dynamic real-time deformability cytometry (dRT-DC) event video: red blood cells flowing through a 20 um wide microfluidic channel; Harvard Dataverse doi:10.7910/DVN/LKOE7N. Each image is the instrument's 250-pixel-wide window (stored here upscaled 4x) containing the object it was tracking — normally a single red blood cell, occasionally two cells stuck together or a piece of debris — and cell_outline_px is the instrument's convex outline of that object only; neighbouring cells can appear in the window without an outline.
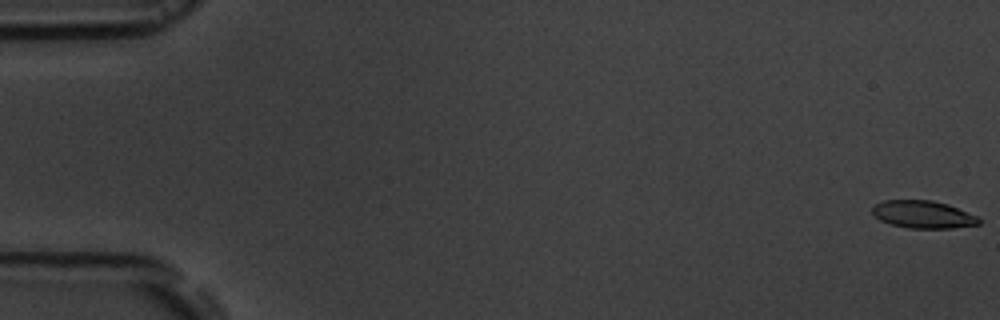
{"species": "common noctule bat (a hibernating species)", "species_latin": "Nyctalus noctula", "temperature_condition": "room temperature", "stored_images_in_passage": 16, "camera_frame_rate_fps": 3000, "um_per_image_px": 0.085, "animal": {"sex": "male", "body_mass_g": 19.5, "forearm_length_mm": 54.6}, "frame": {"image": 1, "passage_image": 1, "time_ms": 0.0, "image_size_px": [1000, 320], "cell_outline_px": [[980, 224], [952, 228], [908, 228], [892, 224], [880, 220], [872, 212], [872, 208], [876, 204], [884, 200], [932, 200], [948, 204], [980, 216]], "centroid_in_image_um": [78.51, 18.22], "position_along_channel_um": 6.5, "area_um2": 17.17}}
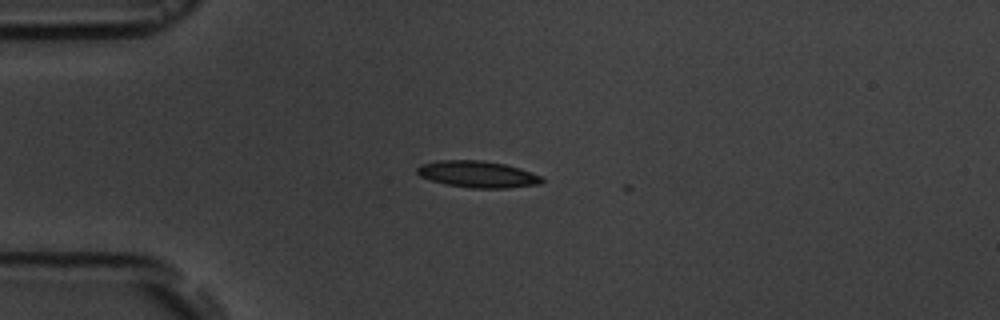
{"frame": {"image": 2, "passage_image": 15, "time_ms": 4.667, "image_size_px": [1000, 320], "cell_outline_px": [[544, 180], [540, 184], [508, 188], [472, 188], [444, 184], [420, 176], [416, 172], [416, 168], [420, 164], [440, 160], [480, 160], [504, 164], [520, 168], [544, 176]], "centroid_in_image_um": [40.62, 14.81], "position_along_channel_um": 44.4, "area_um2": 19.48}}